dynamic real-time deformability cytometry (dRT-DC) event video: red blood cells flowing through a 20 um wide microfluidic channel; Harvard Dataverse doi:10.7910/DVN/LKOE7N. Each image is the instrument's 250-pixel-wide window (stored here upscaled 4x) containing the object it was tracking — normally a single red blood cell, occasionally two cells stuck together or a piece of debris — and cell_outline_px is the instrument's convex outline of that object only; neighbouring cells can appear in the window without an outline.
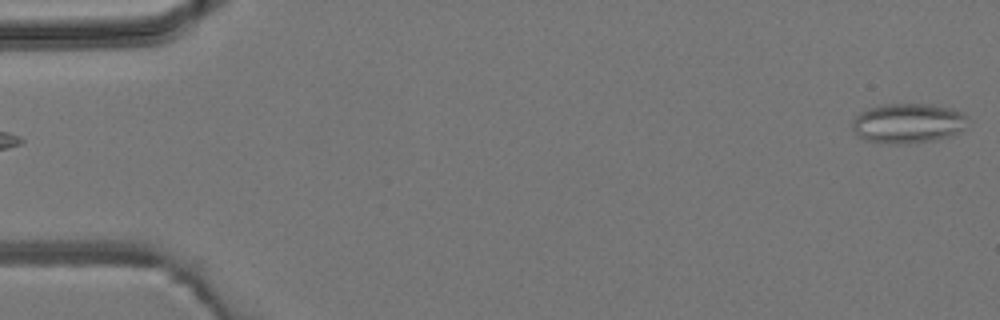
{"species": "common noctule bat (a hibernating species)", "species_latin": "Nyctalus noctula", "temperature_condition": "room temperature", "stored_images_in_passage": 4, "camera_frame_rate_fps": 3000, "um_per_image_px": 0.085, "animal": {"sex": "male", "body_mass_g": 19.2, "forearm_length_mm": 51.8}, "frame": {"image": 1, "passage_image": 1, "time_ms": 0.0, "image_size_px": [1000, 320], "cell_outline_px": [[964, 128], [960, 132], [952, 136], [936, 140], [900, 144], [892, 144], [864, 140], [856, 136], [852, 128], [852, 120], [860, 112], [868, 108], [884, 104], [932, 104], [952, 108], [964, 112]], "centroid_in_image_um": [77.14, 10.48], "position_along_channel_um": 7.9, "area_um2": 26.99}}